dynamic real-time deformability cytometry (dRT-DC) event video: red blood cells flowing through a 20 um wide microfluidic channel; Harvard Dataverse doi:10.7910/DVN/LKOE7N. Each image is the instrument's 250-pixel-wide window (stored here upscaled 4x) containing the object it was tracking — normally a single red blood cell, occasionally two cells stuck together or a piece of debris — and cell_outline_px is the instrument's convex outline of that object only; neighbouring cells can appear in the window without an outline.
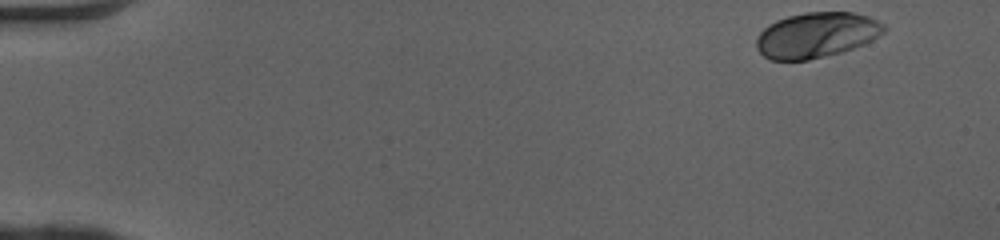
{"species": "human", "species_latin": "Homo sapiens", "temperature_condition": "cold", "stored_images_in_passage": 48, "camera_frame_rate_fps": 3000, "um_per_image_px": 0.085, "donor": {"sex": "female"}, "frame": {"image": 1, "passage_image": 1, "time_ms": 0.0, "image_size_px": [1000, 240], "cell_outline_px": [[888, 28], [884, 32], [872, 40], [864, 44], [840, 52], [808, 60], [772, 60], [764, 56], [756, 48], [756, 40], [760, 32], [768, 24], [776, 20], [788, 16], [804, 12], [852, 12], [868, 16], [884, 24]], "centroid_in_image_um": [69.39, 2.97], "position_along_channel_um": 15.6, "area_um2": 33.7}}
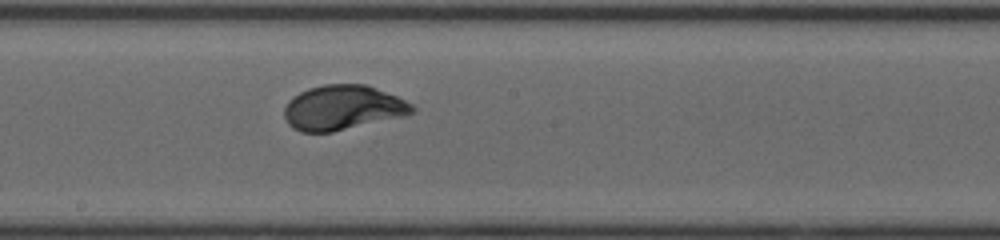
{"frame": {"image": 2, "passage_image": 26, "time_ms": 8.333, "image_size_px": [1000, 240], "cell_outline_px": [[416, 112], [404, 116], [332, 132], [300, 132], [292, 128], [288, 124], [284, 116], [284, 108], [288, 100], [300, 92], [308, 88], [324, 84], [364, 84], [396, 96], [412, 104], [416, 108]], "centroid_in_image_um": [29.11, 9.16], "position_along_channel_um": 219.1, "area_um2": 33.35}}
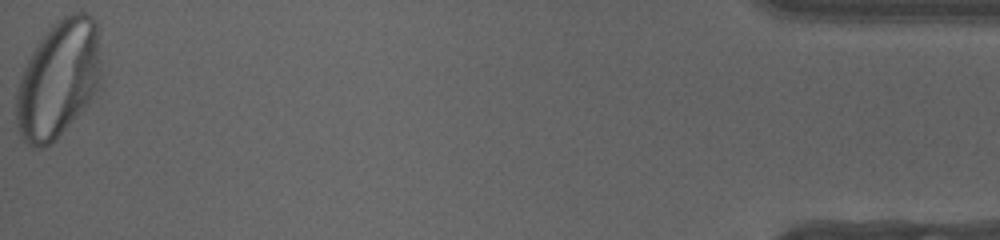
{"frame": {"image": 3, "passage_image": 48, "time_ms": 15.667, "image_size_px": [1000, 240], "cell_outline_px": [[104, 76], [100, 84], [88, 104], [56, 140], [44, 148], [32, 148], [24, 140], [16, 124], [16, 88], [24, 68], [36, 44], [52, 24], [56, 20], [72, 12], [84, 12], [92, 16], [96, 20], [100, 28]], "centroid_in_image_um": [5.03, 6.69], "position_along_channel_um": 430.2, "area_um2": 59.59}, "authors_computed_cell_mechanics": {"area_um2": 33.3217, "velocity_mm_per_s": 4.0653, "shape_relaxation_time_tau1_ms": 2.143, "shape_relaxation_time_tau2_ms": null, "deformation_change_tau1": 0.1411, "deformation_change_tau2": null}}